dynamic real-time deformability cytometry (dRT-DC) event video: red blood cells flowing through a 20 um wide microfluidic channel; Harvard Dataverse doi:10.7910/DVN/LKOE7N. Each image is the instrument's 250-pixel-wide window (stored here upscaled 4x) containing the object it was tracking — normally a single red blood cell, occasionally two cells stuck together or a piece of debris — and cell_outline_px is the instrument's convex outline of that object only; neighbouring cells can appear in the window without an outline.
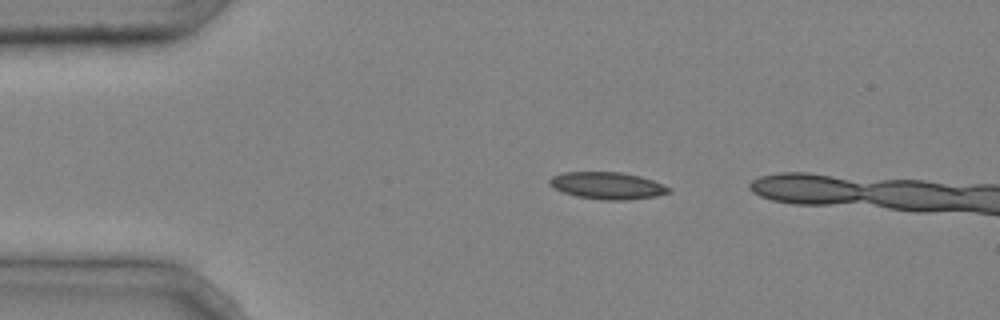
{"species": "common noctule bat (a hibernating species)", "species_latin": "Nyctalus noctula", "temperature_condition": "cold", "stored_images_in_passage": 3, "camera_frame_rate_fps": 3000, "um_per_image_px": 0.085, "animal": {"sex": "male", "body_mass_g": 20.4}, "frame": {"image": 1, "passage_image": 2, "time_ms": 0.333, "image_size_px": [1000, 320], "cell_outline_px": [[672, 192], [656, 196], [624, 200], [604, 200], [576, 196], [552, 188], [548, 184], [548, 180], [552, 176], [564, 172], [620, 172], [640, 176], [652, 180], [672, 188]], "centroid_in_image_um": [51.62, 15.77], "position_along_channel_um": 33.4, "area_um2": 18.84}}